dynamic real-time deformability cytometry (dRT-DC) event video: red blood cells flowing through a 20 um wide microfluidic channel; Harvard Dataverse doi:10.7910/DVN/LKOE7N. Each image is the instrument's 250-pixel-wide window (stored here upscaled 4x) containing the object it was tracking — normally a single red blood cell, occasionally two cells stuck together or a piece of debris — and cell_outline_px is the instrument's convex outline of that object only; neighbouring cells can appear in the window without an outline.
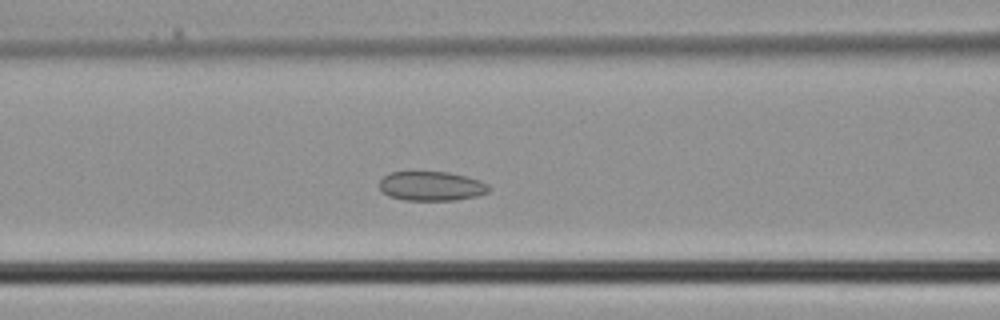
{"species": "common noctule bat (a hibernating species)", "species_latin": "Nyctalus noctula", "temperature_condition": "cold", "stored_images_in_passage": 37, "camera_frame_rate_fps": 3000, "um_per_image_px": 0.085, "animal": {"sex": "male", "body_mass_g": 21.5, "forearm_length_mm": 52.0}, "frame": {"image": 1, "passage_image": 13, "time_ms": 4.0, "image_size_px": [1000, 320], "cell_outline_px": [[492, 188], [488, 192], [480, 196], [456, 200], [404, 200], [388, 196], [380, 188], [380, 180], [388, 172], [448, 172], [468, 176], [480, 180], [488, 184]], "centroid_in_image_um": [36.72, 15.82], "position_along_channel_um": 129.9, "area_um2": 18.96}}
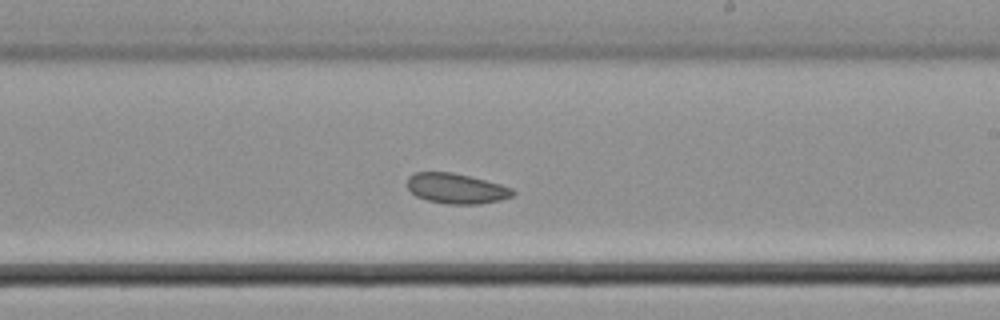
{"frame": {"image": 2, "passage_image": 20, "time_ms": 6.333, "image_size_px": [1000, 320], "cell_outline_px": [[516, 192], [512, 196], [500, 200], [480, 204], [448, 204], [428, 200], [416, 196], [408, 188], [408, 176], [416, 172], [452, 172], [500, 184], [512, 188]], "centroid_in_image_um": [38.79, 16.02], "position_along_channel_um": 250.2, "area_um2": 18.44}}
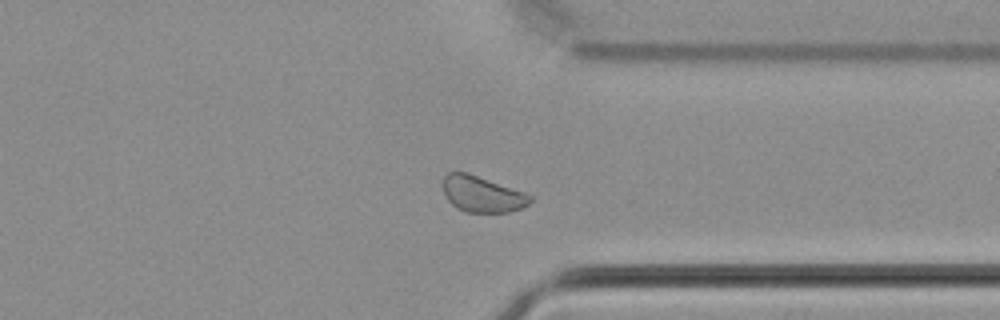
{"frame": {"image": 3, "passage_image": 27, "time_ms": 8.667, "image_size_px": [1000, 320], "cell_outline_px": [[532, 200], [528, 204], [520, 208], [508, 212], [464, 212], [456, 208], [448, 200], [444, 192], [444, 176], [448, 172], [468, 172], [524, 192], [532, 196]], "centroid_in_image_um": [40.97, 16.5], "position_along_channel_um": 370.4, "area_um2": 18.21}}